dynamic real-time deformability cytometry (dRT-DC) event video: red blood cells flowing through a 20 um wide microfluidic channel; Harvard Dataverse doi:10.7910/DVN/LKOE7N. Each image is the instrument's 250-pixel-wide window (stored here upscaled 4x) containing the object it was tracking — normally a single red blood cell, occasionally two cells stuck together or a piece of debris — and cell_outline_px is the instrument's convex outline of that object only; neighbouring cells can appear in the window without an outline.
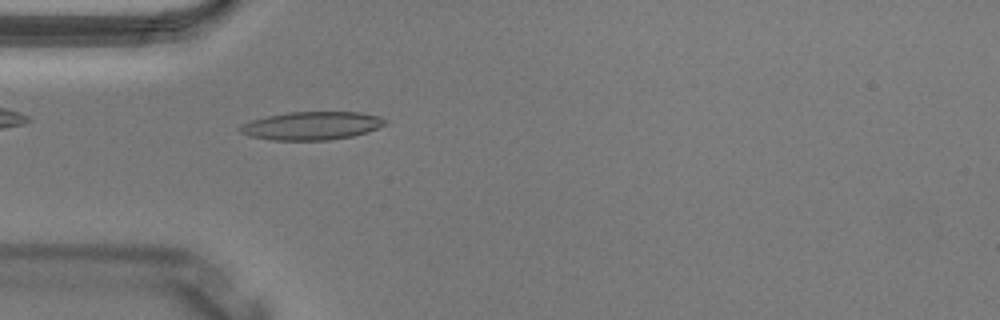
{"species": "Egyptian fruit bat (a non-hibernating species)", "species_latin": "Rousettus aegyptiacus", "temperature_condition": "warm", "stored_images_in_passage": 2, "camera_frame_rate_fps": 3000, "um_per_image_px": 0.085, "animal": {"sex": "male"}, "frame": {"image": 1, "passage_image": 2, "time_ms": 0.333, "image_size_px": [1000, 320], "cell_outline_px": [[388, 124], [352, 136], [328, 140], [272, 140], [248, 136], [240, 132], [236, 128], [240, 124], [252, 120], [268, 116], [288, 112], [360, 112], [380, 116], [388, 120]], "centroid_in_image_um": [26.47, 10.68], "position_along_channel_um": 58.5, "area_um2": 23.93}}